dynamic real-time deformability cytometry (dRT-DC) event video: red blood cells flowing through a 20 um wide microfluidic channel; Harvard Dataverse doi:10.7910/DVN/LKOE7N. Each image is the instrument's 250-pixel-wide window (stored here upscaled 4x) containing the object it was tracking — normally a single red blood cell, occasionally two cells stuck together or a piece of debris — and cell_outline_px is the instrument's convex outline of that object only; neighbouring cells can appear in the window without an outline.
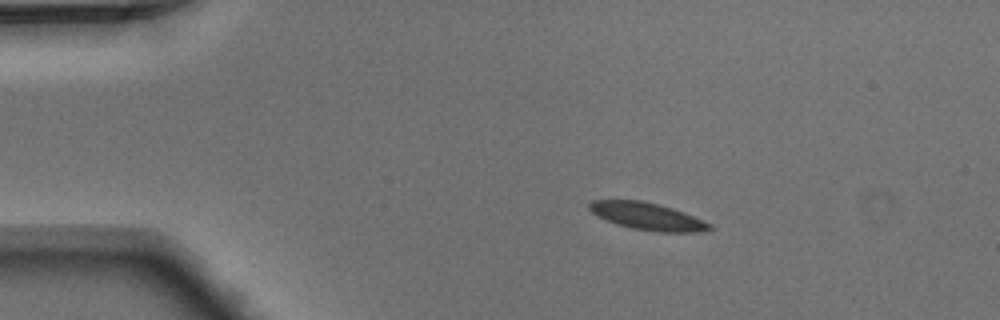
{"species": "Egyptian fruit bat (a non-hibernating species)", "species_latin": "Rousettus aegyptiacus", "temperature_condition": "warm", "stored_images_in_passage": 5, "camera_frame_rate_fps": 3000, "um_per_image_px": 0.085, "animal": {"sex": "male"}, "frame": {"image": 1, "passage_image": 2, "time_ms": 0.333, "image_size_px": [1000, 320], "cell_outline_px": [[712, 228], [704, 232], [656, 232], [632, 228], [616, 224], [596, 216], [588, 208], [588, 204], [592, 200], [640, 200], [660, 204], [684, 212], [712, 224]], "centroid_in_image_um": [55.03, 18.39], "position_along_channel_um": 30.0, "area_um2": 19.25}}
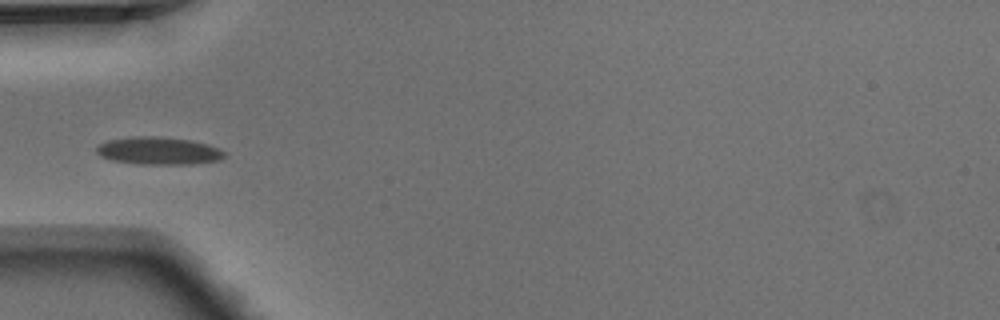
{"frame": {"image": 2, "passage_image": 4, "time_ms": 1.0, "image_size_px": [1000, 320], "cell_outline_px": [[224, 156], [220, 160], [192, 164], [144, 164], [112, 160], [100, 156], [96, 152], [96, 148], [100, 144], [108, 140], [136, 136], [156, 136], [188, 140], [208, 144], [224, 152]], "centroid_in_image_um": [13.46, 12.82], "position_along_channel_um": 71.5, "area_um2": 20.29}}